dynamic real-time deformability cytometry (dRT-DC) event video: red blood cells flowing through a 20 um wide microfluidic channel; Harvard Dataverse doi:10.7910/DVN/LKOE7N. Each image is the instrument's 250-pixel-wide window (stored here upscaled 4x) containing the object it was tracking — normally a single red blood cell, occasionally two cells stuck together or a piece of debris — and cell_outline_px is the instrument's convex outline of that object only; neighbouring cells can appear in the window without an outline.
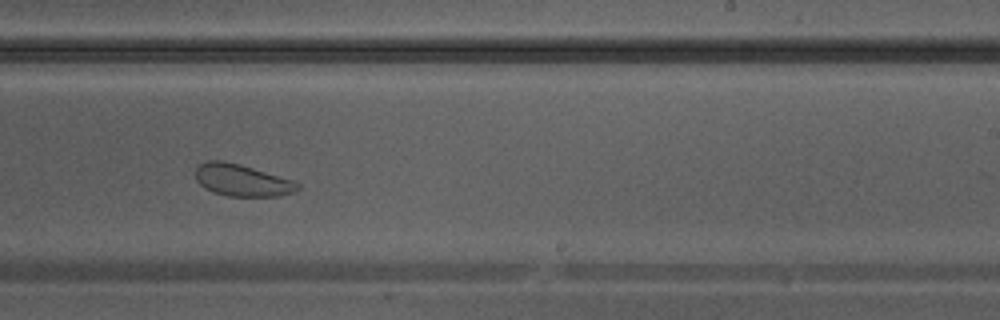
{"species": "Egyptian fruit bat (a non-hibernating species)", "species_latin": "Rousettus aegyptiacus", "temperature_condition": "warm", "stored_images_in_passage": 36, "camera_frame_rate_fps": 3000, "um_per_image_px": 0.085, "animal": {"sex": "male"}, "frame": {"image": 1, "passage_image": 21, "time_ms": 6.667, "image_size_px": [1000, 320], "cell_outline_px": [[300, 188], [292, 192], [276, 196], [228, 196], [204, 188], [196, 180], [196, 168], [200, 164], [208, 160], [220, 160], [240, 164], [296, 180], [300, 184]], "centroid_in_image_um": [20.6, 15.31], "position_along_channel_um": 268.4, "area_um2": 19.02}}